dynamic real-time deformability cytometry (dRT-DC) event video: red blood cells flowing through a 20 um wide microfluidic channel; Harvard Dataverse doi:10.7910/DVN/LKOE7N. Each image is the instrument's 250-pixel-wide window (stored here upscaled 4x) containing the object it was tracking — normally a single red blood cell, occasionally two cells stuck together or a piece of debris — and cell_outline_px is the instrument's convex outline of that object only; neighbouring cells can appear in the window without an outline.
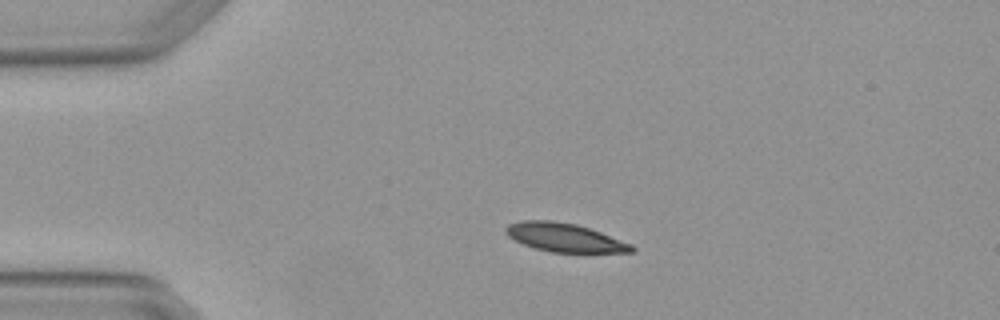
{"species": "Egyptian fruit bat (a non-hibernating species)", "species_latin": "Rousettus aegyptiacus", "temperature_condition": "warm", "stored_images_in_passage": 2, "camera_frame_rate_fps": 3000, "um_per_image_px": 0.085, "animal": {"sex": "female"}, "frame": {"image": 1, "passage_image": 1, "time_ms": 0.0, "image_size_px": [1000, 320], "cell_outline_px": [[636, 248], [632, 252], [552, 252], [536, 248], [524, 244], [508, 236], [504, 232], [504, 228], [508, 224], [520, 220], [552, 220], [576, 224], [600, 232], [632, 244]], "centroid_in_image_um": [47.96, 20.17], "position_along_channel_um": 37.0, "area_um2": 20.81}}